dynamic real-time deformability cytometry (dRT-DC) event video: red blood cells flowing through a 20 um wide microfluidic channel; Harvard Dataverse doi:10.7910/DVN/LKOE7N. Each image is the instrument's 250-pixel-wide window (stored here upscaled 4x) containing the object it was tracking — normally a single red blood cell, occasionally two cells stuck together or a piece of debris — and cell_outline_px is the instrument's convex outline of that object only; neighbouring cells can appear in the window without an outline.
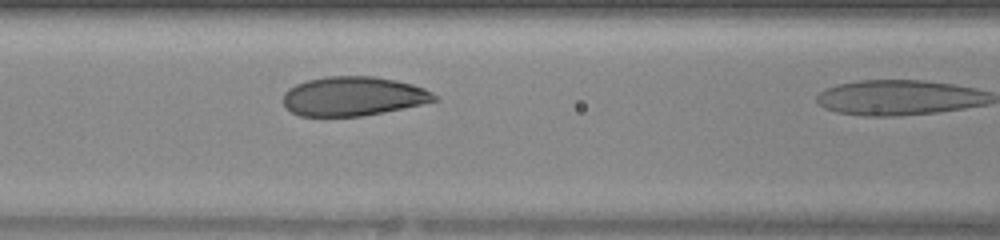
{"species": "human", "species_latin": "Homo sapiens", "temperature_condition": "warm", "stored_images_in_passage": 8, "camera_frame_rate_fps": 3000, "um_per_image_px": 0.085, "donor": {"sex": "female"}, "frame": {"image": 1, "passage_image": 7, "time_ms": 2.0, "image_size_px": [1000, 240], "cell_outline_px": [[440, 100], [360, 116], [300, 116], [292, 112], [284, 104], [284, 92], [288, 88], [304, 80], [328, 76], [372, 76], [396, 80], [412, 84], [424, 88], [432, 92]], "centroid_in_image_um": [30.0, 8.16], "position_along_channel_um": 136.6, "area_um2": 34.33}}